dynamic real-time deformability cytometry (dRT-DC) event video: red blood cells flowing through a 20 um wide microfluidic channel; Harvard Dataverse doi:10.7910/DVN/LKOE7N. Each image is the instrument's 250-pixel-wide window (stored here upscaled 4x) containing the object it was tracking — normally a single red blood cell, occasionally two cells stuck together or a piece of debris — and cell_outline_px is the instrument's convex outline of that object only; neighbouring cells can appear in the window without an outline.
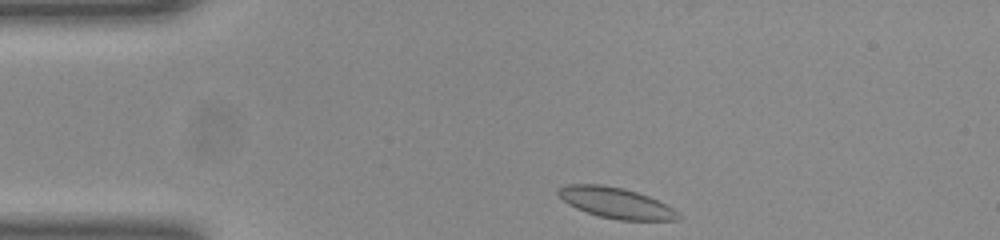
{"species": "common noctule bat (a hibernating species)", "species_latin": "Nyctalus noctula", "temperature_condition": "room temperature", "stored_images_in_passage": 36, "camera_frame_rate_fps": 3000, "um_per_image_px": 0.085, "animal": {"sex": "female", "body_mass_g": 23.0, "forearm_length_mm": 53.4}, "frame": {"image": 1, "passage_image": 1, "time_ms": 0.0, "image_size_px": [1000, 240], "cell_outline_px": [[680, 220], [620, 220], [600, 216], [576, 208], [568, 204], [556, 192], [556, 188], [564, 184], [600, 184], [624, 188], [648, 196], [672, 208], [680, 216]], "centroid_in_image_um": [52.3, 17.23], "position_along_channel_um": 32.7, "area_um2": 21.27}}
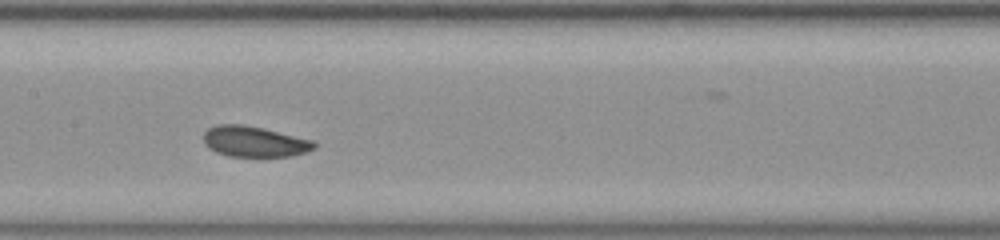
{"frame": {"image": 2, "passage_image": 16, "time_ms": 5.0, "image_size_px": [1000, 240], "cell_outline_px": [[316, 148], [292, 156], [228, 156], [216, 152], [204, 144], [204, 132], [208, 128], [216, 124], [244, 124], [264, 128], [312, 140], [316, 144]], "centroid_in_image_um": [21.6, 12.02], "position_along_channel_um": 185.8, "area_um2": 19.77}}
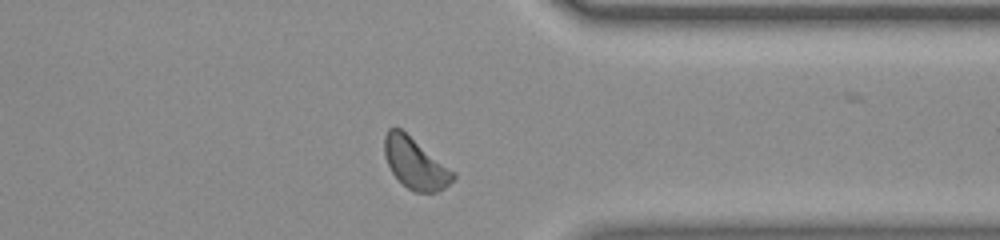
{"frame": {"image": 3, "passage_image": 31, "time_ms": 10.0, "image_size_px": [1000, 240], "cell_outline_px": [[456, 176], [444, 188], [436, 192], [416, 192], [408, 188], [392, 172], [384, 156], [384, 136], [388, 128], [400, 128], [456, 172]], "centroid_in_image_um": [35.3, 13.87], "position_along_channel_um": 376.1, "area_um2": 20.17}, "authors_computed_cell_mechanics": {"area_um2": 19.9988, "velocity_mm_per_s": 3.9425, "shape_relaxation_time_tau1_ms": 6.4036, "shape_relaxation_time_tau2_ms": null, "deformation_change_tau1": 0.1427, "deformation_change_tau2": null}}